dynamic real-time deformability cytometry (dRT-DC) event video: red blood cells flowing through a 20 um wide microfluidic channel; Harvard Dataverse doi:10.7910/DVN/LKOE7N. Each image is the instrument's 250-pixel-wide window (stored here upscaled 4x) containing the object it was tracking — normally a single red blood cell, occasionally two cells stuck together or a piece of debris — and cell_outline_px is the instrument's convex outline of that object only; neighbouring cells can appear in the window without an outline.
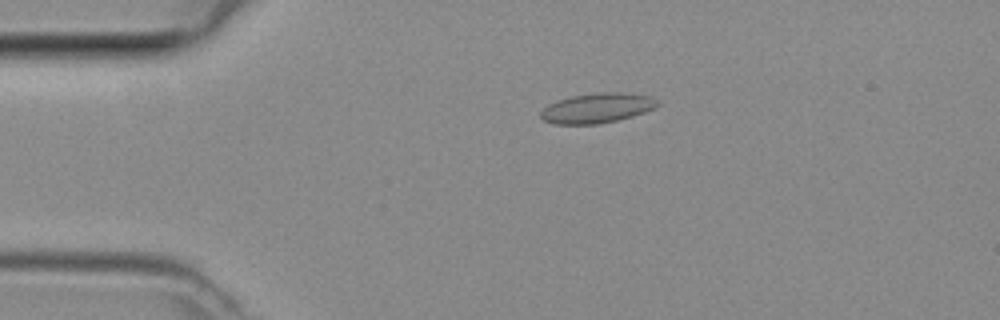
{"species": "common noctule bat (a hibernating species)", "species_latin": "Nyctalus noctula", "temperature_condition": "room temperature", "stored_images_in_passage": 47, "camera_frame_rate_fps": 3000, "um_per_image_px": 0.085, "animal": {"sex": "female", "body_mass_g": 29.2, "forearm_length_mm": 56.3}, "frame": {"image": 1, "passage_image": 10, "time_ms": 3.0, "image_size_px": [1000, 320], "cell_outline_px": [[660, 104], [644, 112], [632, 116], [600, 124], [552, 124], [544, 120], [540, 116], [540, 112], [548, 104], [556, 100], [572, 96], [600, 92], [620, 92], [652, 96]], "centroid_in_image_um": [50.72, 9.18], "position_along_channel_um": 34.3, "area_um2": 20.29}}
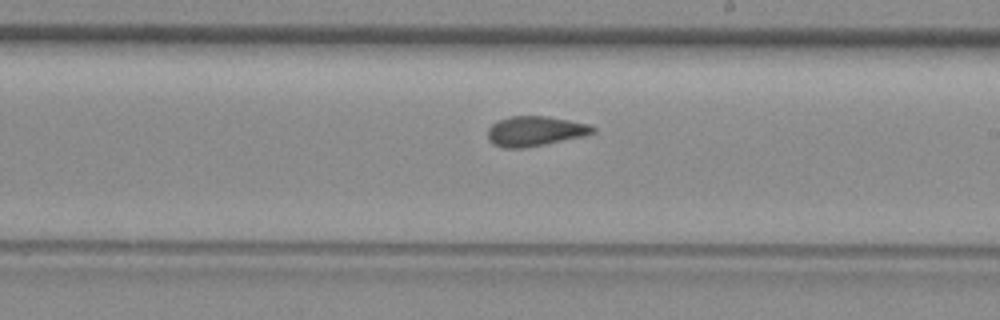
{"frame": {"image": 2, "passage_image": 27, "time_ms": 8.667, "image_size_px": [1000, 320], "cell_outline_px": [[596, 132], [580, 136], [544, 144], [524, 148], [504, 148], [492, 144], [488, 140], [488, 128], [492, 124], [500, 120], [512, 116], [548, 116], [588, 124], [596, 128]], "centroid_in_image_um": [45.44, 11.15], "position_along_channel_um": 243.6, "area_um2": 18.09}}
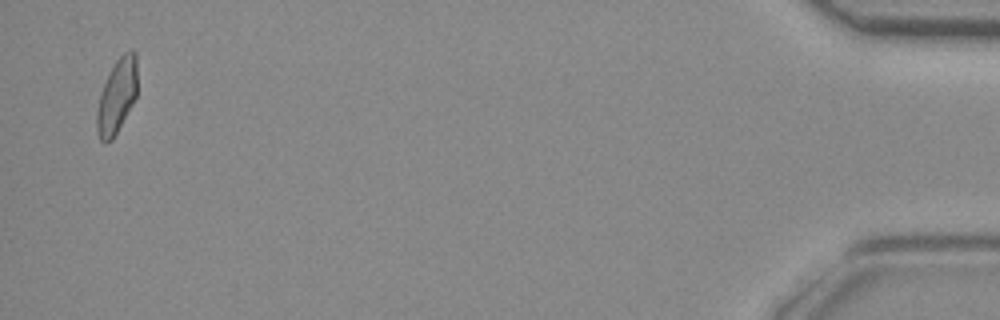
{"frame": {"image": 3, "passage_image": 46, "time_ms": 15.0, "image_size_px": [1000, 320], "cell_outline_px": [[136, 96], [112, 140], [104, 144], [100, 140], [96, 128], [96, 112], [100, 92], [108, 72], [116, 60], [124, 52], [136, 52]], "centroid_in_image_um": [9.89, 8.18], "position_along_channel_um": 425.3, "area_um2": 17.4}}